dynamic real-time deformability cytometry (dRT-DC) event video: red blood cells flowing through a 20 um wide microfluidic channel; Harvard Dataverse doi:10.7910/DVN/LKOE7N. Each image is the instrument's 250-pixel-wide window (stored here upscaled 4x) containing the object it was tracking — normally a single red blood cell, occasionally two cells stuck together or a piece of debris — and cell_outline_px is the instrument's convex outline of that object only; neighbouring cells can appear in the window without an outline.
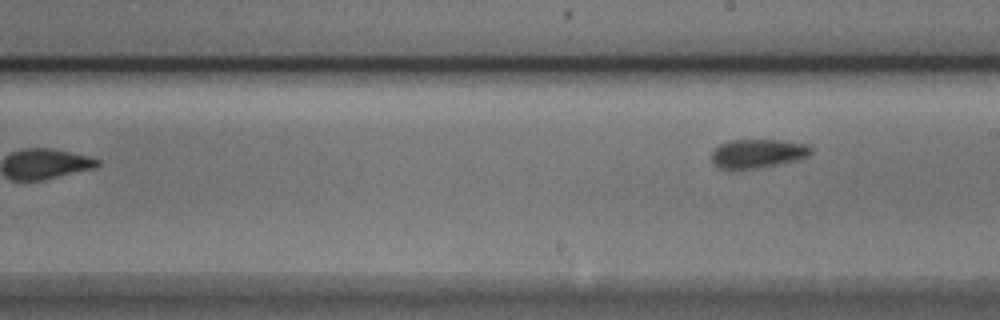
{"species": "Egyptian fruit bat (a non-hibernating species)", "species_latin": "Rousettus aegyptiacus", "temperature_condition": "cold", "stored_images_in_passage": 7, "camera_frame_rate_fps": 3000, "um_per_image_px": 0.085, "animal": {"sex": "male"}, "frame": {"image": 1, "passage_image": 7, "time_ms": 2.0, "image_size_px": [1000, 320], "cell_outline_px": [[812, 152], [808, 156], [800, 160], [756, 168], [720, 168], [712, 160], [712, 152], [720, 144], [732, 140], [780, 140], [808, 144], [812, 148]], "centroid_in_image_um": [64.47, 13.03], "position_along_channel_um": 224.5, "area_um2": 16.53}}